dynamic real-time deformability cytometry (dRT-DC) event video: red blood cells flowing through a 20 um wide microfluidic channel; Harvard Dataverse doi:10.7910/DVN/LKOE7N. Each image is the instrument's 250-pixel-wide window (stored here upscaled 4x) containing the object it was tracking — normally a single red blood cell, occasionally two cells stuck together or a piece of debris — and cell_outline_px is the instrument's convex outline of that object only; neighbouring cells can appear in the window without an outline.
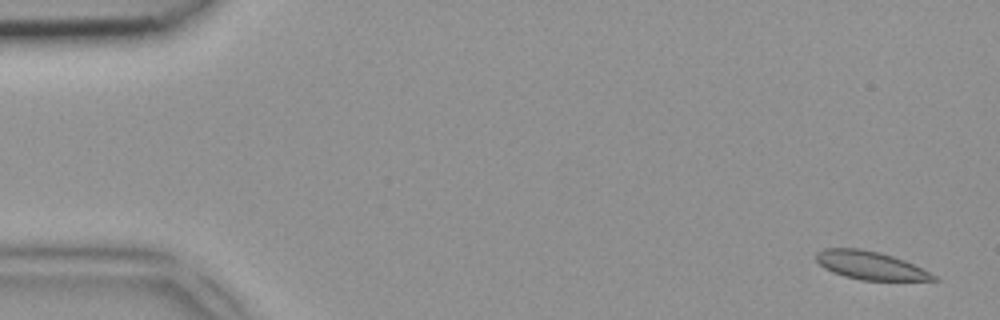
{"species": "common noctule bat (a hibernating species)", "species_latin": "Nyctalus noctula", "temperature_condition": "room temperature", "stored_images_in_passage": 48, "camera_frame_rate_fps": 3000, "um_per_image_px": 0.085, "animal": {"sex": "female", "body_mass_g": 18.4}, "frame": {"image": 1, "passage_image": 2, "time_ms": 0.333, "image_size_px": [1000, 320], "cell_outline_px": [[940, 280], [860, 280], [844, 276], [832, 272], [824, 268], [816, 260], [816, 252], [824, 248], [860, 248], [880, 252], [904, 260], [936, 276]], "centroid_in_image_um": [73.92, 22.55], "position_along_channel_um": 11.1, "area_um2": 19.13}}
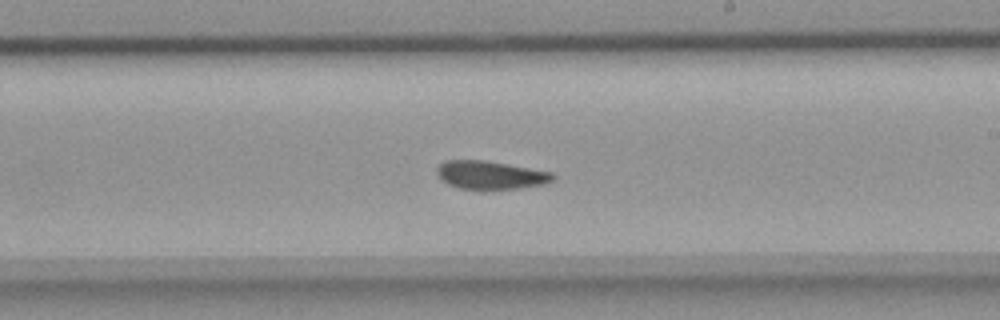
{"frame": {"image": 2, "passage_image": 28, "time_ms": 9.0, "image_size_px": [1000, 320], "cell_outline_px": [[556, 180], [544, 184], [520, 188], [484, 192], [480, 192], [460, 188], [448, 184], [440, 180], [436, 172], [436, 168], [444, 160], [484, 160], [508, 164], [552, 172], [556, 176]], "centroid_in_image_um": [41.68, 14.92], "position_along_channel_um": 247.3, "area_um2": 19.94}}
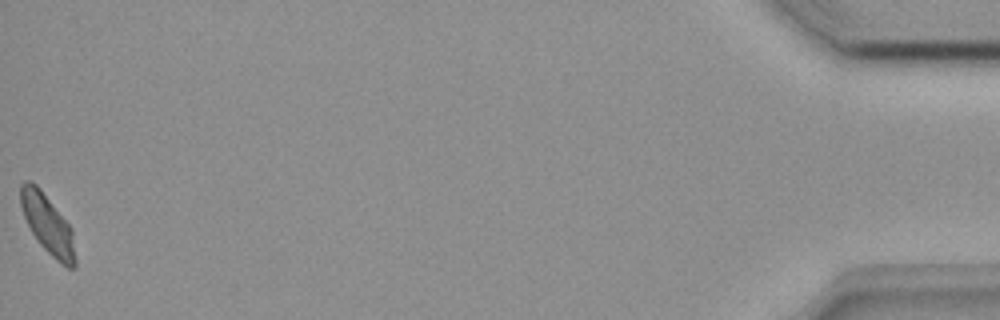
{"frame": {"image": 3, "passage_image": 48, "time_ms": 15.667, "image_size_px": [1000, 320], "cell_outline_px": [[76, 268], [68, 268], [60, 264], [40, 244], [32, 232], [24, 216], [20, 204], [20, 184], [24, 180], [32, 180], [40, 188], [72, 228], [76, 260]], "centroid_in_image_um": [4.06, 19.06], "position_along_channel_um": 431.1, "area_um2": 18.9}}